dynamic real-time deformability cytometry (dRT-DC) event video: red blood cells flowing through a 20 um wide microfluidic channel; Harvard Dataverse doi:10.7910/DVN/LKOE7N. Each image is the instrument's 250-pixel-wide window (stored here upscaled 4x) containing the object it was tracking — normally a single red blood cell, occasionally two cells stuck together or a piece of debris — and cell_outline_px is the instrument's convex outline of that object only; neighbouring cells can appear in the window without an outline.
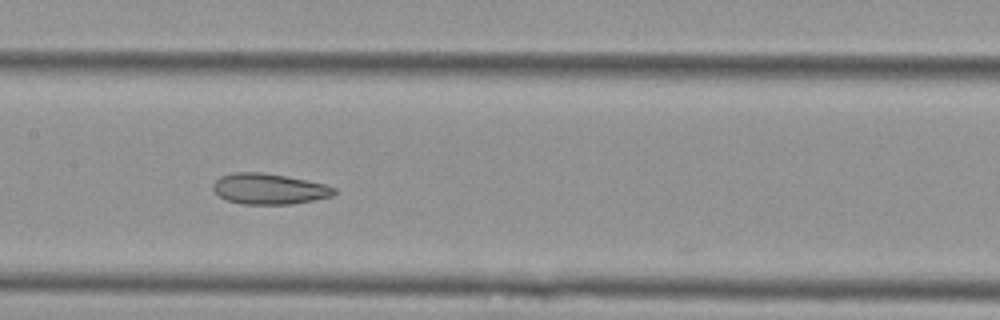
{"species": "Egyptian fruit bat (a non-hibernating species)", "species_latin": "Rousettus aegyptiacus", "temperature_condition": "cold", "stored_images_in_passage": 13, "camera_frame_rate_fps": 3000, "um_per_image_px": 0.085, "animal": {"sex": "female"}, "frame": {"image": 1, "passage_image": 6, "time_ms": 1.667, "image_size_px": [1000, 320], "cell_outline_px": [[336, 192], [332, 196], [292, 204], [244, 204], [224, 200], [212, 188], [212, 184], [220, 176], [232, 172], [264, 172], [324, 184], [336, 188]], "centroid_in_image_um": [22.83, 16.05], "position_along_channel_um": 184.6, "area_um2": 21.62}}
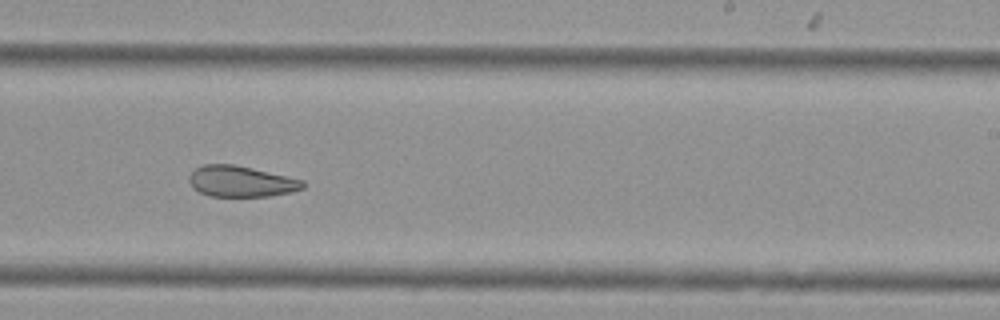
{"frame": {"image": 2, "passage_image": 8, "time_ms": 2.333, "image_size_px": [1000, 320], "cell_outline_px": [[304, 188], [292, 192], [268, 196], [208, 196], [200, 192], [188, 180], [188, 176], [200, 164], [232, 164], [252, 168], [304, 180]], "centroid_in_image_um": [20.49, 15.41], "position_along_channel_um": 268.5, "area_um2": 20.4}}
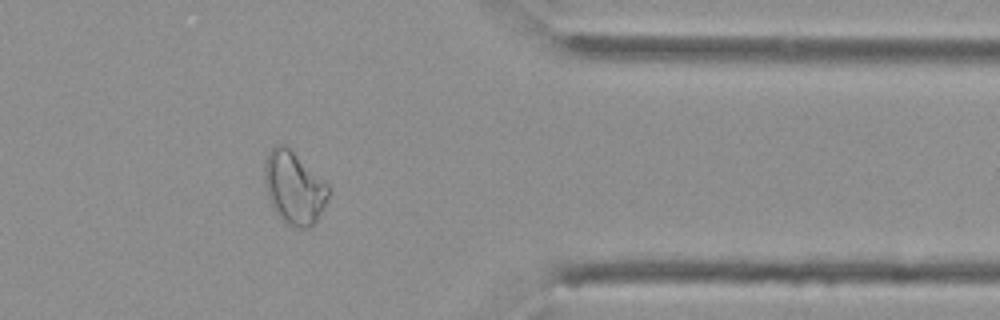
{"frame": {"image": 3, "passage_image": 11, "time_ms": 3.333, "image_size_px": [1000, 320], "cell_outline_px": [[328, 196], [324, 208], [316, 220], [308, 228], [296, 228], [280, 220], [272, 208], [268, 200], [264, 180], [264, 160], [268, 152], [276, 144], [284, 144], [328, 184]], "centroid_in_image_um": [24.95, 15.98], "position_along_channel_um": 386.5, "area_um2": 27.05}}